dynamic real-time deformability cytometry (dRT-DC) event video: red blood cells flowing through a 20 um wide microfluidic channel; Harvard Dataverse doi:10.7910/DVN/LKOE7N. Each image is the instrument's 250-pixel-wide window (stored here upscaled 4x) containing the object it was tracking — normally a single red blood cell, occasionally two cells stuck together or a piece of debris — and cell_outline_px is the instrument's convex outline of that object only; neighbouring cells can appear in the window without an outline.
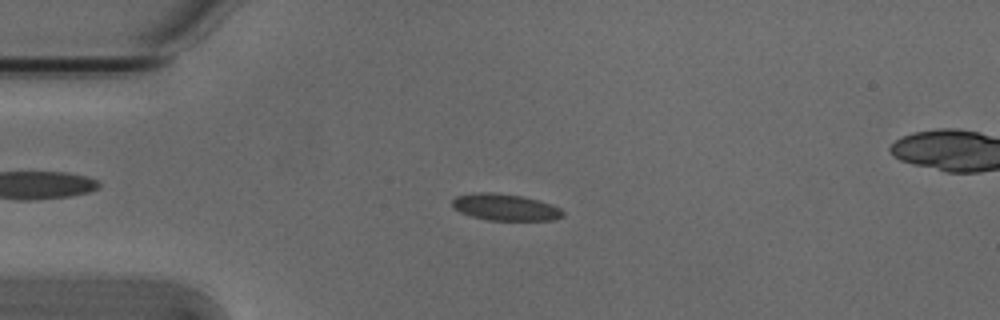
{"species": "Egyptian fruit bat (a non-hibernating species)", "species_latin": "Rousettus aegyptiacus", "temperature_condition": "cold", "stored_images_in_passage": 54, "camera_frame_rate_fps": 3000, "um_per_image_px": 0.085, "animal": {"sex": "male"}, "frame": {"image": 1, "passage_image": 13, "time_ms": 4.0, "image_size_px": [1000, 320], "cell_outline_px": [[564, 216], [556, 220], [488, 220], [472, 216], [460, 212], [452, 208], [452, 200], [456, 196], [480, 192], [492, 192], [524, 196], [560, 208], [564, 212]], "centroid_in_image_um": [42.93, 17.62], "position_along_channel_um": 42.1, "area_um2": 17.11}}
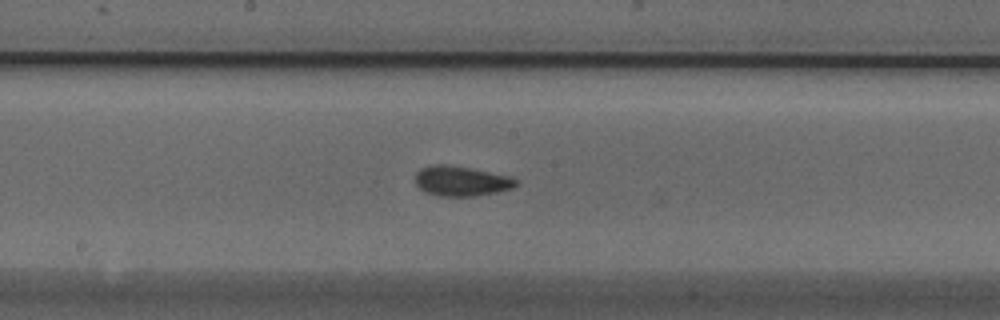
{"frame": {"image": 2, "passage_image": 28, "time_ms": 9.0, "image_size_px": [1000, 320], "cell_outline_px": [[520, 184], [512, 188], [496, 192], [476, 196], [436, 196], [420, 188], [416, 184], [416, 172], [420, 168], [436, 164], [444, 164], [468, 168], [512, 176], [520, 180]], "centroid_in_image_um": [39.26, 15.39], "position_along_channel_um": 208.9, "area_um2": 17.63}}
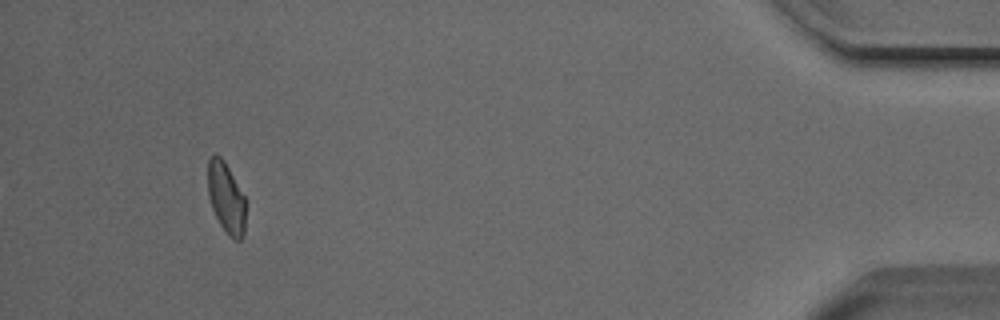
{"frame": {"image": 3, "passage_image": 50, "time_ms": 16.333, "image_size_px": [1000, 320], "cell_outline_px": [[244, 236], [240, 240], [232, 240], [228, 236], [220, 224], [212, 208], [208, 196], [208, 160], [212, 152], [216, 152], [224, 160], [244, 196]], "centroid_in_image_um": [19.19, 16.8], "position_along_channel_um": 416.0, "area_um2": 15.61}, "authors_computed_cell_mechanics": {"area_um2": 16.9932, "velocity_mm_per_s": 3.8061, "shape_relaxation_time_tau1_ms": 7.2311, "shape_relaxation_time_tau2_ms": 2.2622, "deformation_change_tau1": 0.1454, "deformation_change_tau2": 0.06}}